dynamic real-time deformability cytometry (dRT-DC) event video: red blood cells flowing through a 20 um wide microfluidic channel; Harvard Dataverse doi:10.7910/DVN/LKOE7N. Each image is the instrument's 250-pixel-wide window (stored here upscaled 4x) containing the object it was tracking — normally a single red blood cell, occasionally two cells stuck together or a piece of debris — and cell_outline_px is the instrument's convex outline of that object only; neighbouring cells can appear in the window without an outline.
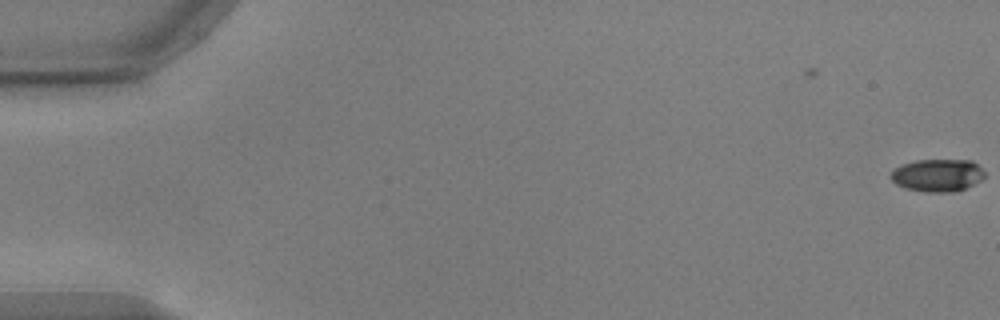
{"species": "common noctule bat (a hibernating species)", "species_latin": "Nyctalus noctula", "temperature_condition": "warm", "stored_images_in_passage": 4, "camera_frame_rate_fps": 3000, "um_per_image_px": 0.085, "animal": {"sex": "male", "body_mass_g": 17.9, "forearm_length_mm": 54.2}, "frame": {"image": 1, "passage_image": 4, "time_ms": 1.0, "image_size_px": [1000, 320], "cell_outline_px": [[984, 176], [980, 180], [956, 192], [924, 192], [904, 188], [896, 184], [888, 176], [900, 164], [916, 160], [972, 160], [984, 172]], "centroid_in_image_um": [79.64, 14.9], "position_along_channel_um": 5.4, "area_um2": 17.8}}